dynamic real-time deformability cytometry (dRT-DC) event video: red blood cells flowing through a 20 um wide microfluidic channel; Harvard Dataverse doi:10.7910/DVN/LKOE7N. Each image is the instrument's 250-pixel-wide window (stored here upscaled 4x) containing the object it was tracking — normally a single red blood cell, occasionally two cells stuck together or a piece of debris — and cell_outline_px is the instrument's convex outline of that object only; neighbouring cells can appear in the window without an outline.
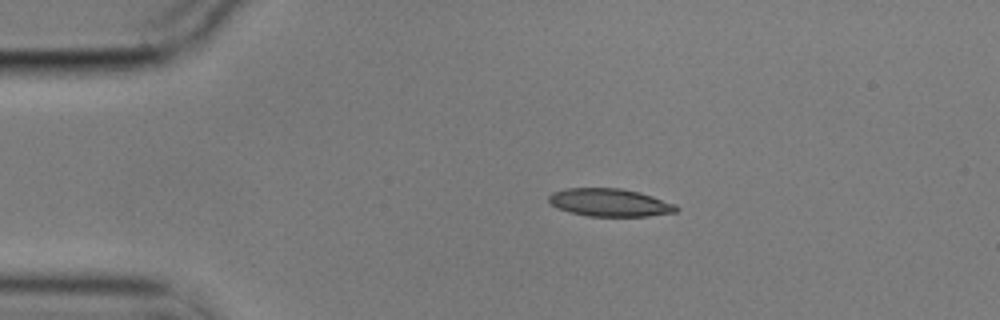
{"species": "common noctule bat (a hibernating species)", "species_latin": "Nyctalus noctula", "temperature_condition": "cold", "stored_images_in_passage": 46, "camera_frame_rate_fps": 3000, "um_per_image_px": 0.085, "animal": {"sex": "male", "body_mass_g": 17.9}, "frame": {"image": 1, "passage_image": 1, "time_ms": 0.0, "image_size_px": [1000, 320], "cell_outline_px": [[680, 208], [676, 212], [648, 216], [588, 216], [556, 208], [548, 200], [548, 196], [552, 192], [568, 188], [620, 188], [640, 192], [676, 204]], "centroid_in_image_um": [51.85, 17.21], "position_along_channel_um": 33.2, "area_um2": 20.69}}
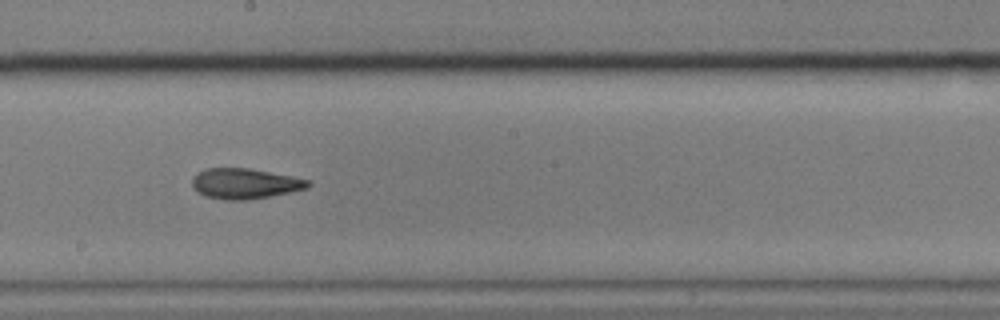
{"frame": {"image": 2, "passage_image": 21, "time_ms": 6.667, "image_size_px": [1000, 320], "cell_outline_px": [[312, 184], [308, 188], [248, 200], [224, 200], [204, 196], [196, 192], [192, 184], [192, 176], [196, 172], [204, 168], [248, 168], [292, 176], [308, 180]], "centroid_in_image_um": [20.75, 15.6], "position_along_channel_um": 227.4, "area_um2": 20.63}}
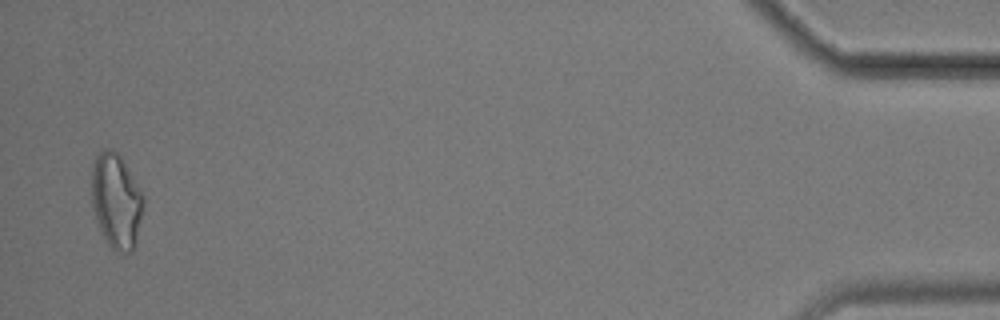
{"frame": {"image": 3, "passage_image": 45, "time_ms": 14.667, "image_size_px": [1000, 320], "cell_outline_px": [[144, 200], [136, 244], [132, 252], [116, 252], [108, 244], [96, 220], [92, 204], [92, 164], [96, 156], [104, 148], [112, 148], [120, 156], [144, 196]], "centroid_in_image_um": [9.88, 17.08], "position_along_channel_um": 425.3, "area_um2": 28.44}, "authors_computed_cell_mechanics": {"area_um2": 20.9525, "velocity_mm_per_s": 3.5282, "shape_relaxation_time_tau1_ms": 10.064, "shape_relaxation_time_tau2_ms": 3.8846, "deformation_change_tau1": 0.2566, "deformation_change_tau2": 0.1221}}